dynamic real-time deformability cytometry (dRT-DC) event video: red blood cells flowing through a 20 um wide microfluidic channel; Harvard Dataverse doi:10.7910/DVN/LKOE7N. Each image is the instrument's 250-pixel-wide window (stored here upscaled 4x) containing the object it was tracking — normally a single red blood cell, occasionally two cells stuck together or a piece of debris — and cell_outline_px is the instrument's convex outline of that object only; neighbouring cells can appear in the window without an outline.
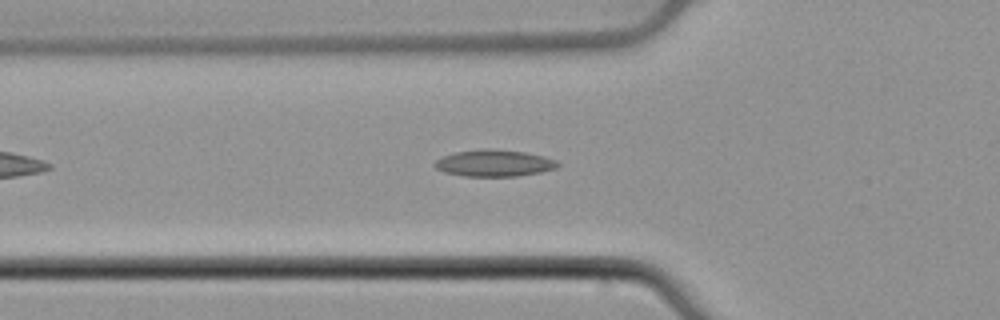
{"species": "common noctule bat (a hibernating species)", "species_latin": "Nyctalus noctula", "temperature_condition": "cold", "stored_images_in_passage": 39, "camera_frame_rate_fps": 3000, "um_per_image_px": 0.085, "animal": {"sex": "male", "body_mass_g": 21.5, "forearm_length_mm": 52.0}, "frame": {"image": 1, "passage_image": 8, "time_ms": 2.333, "image_size_px": [1000, 320], "cell_outline_px": [[560, 164], [556, 168], [540, 172], [516, 176], [464, 176], [444, 172], [436, 168], [432, 164], [440, 156], [456, 152], [488, 148], [524, 152], [544, 156], [556, 160]], "centroid_in_image_um": [41.98, 13.86], "position_along_channel_um": 83.8, "area_um2": 19.13}}
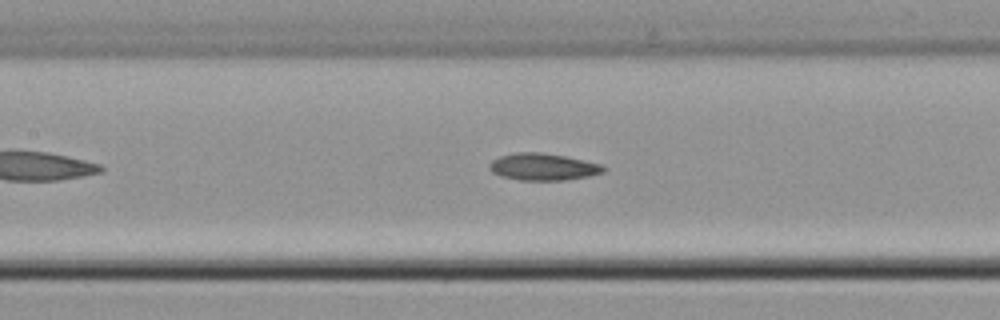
{"frame": {"image": 2, "passage_image": 14, "time_ms": 4.333, "image_size_px": [1000, 320], "cell_outline_px": [[608, 168], [604, 172], [588, 176], [568, 180], [520, 180], [500, 176], [492, 172], [488, 168], [488, 164], [492, 160], [500, 156], [516, 152], [540, 152], [564, 156], [600, 164]], "centroid_in_image_um": [46.14, 14.18], "position_along_channel_um": 161.3, "area_um2": 17.98}}
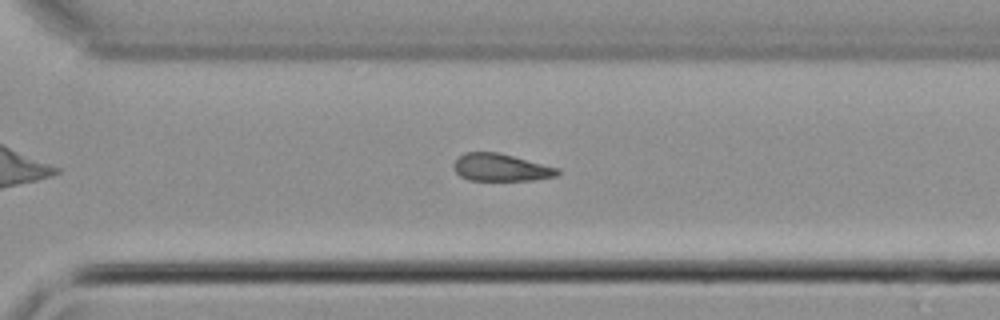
{"frame": {"image": 3, "passage_image": 27, "time_ms": 8.667, "image_size_px": [1000, 320], "cell_outline_px": [[560, 172], [556, 176], [532, 180], [468, 180], [460, 176], [456, 172], [452, 164], [464, 152], [496, 152], [560, 168]], "centroid_in_image_um": [42.56, 14.24], "position_along_channel_um": 328.0, "area_um2": 16.47}, "authors_computed_cell_mechanics": {"area_um2": 17.34, "velocity_mm_per_s": 3.8527, "shape_relaxation_time_tau1_ms": 3.5358, "shape_relaxation_time_tau2_ms": null, "deformation_change_tau1": 0.0687, "deformation_change_tau2": null}}